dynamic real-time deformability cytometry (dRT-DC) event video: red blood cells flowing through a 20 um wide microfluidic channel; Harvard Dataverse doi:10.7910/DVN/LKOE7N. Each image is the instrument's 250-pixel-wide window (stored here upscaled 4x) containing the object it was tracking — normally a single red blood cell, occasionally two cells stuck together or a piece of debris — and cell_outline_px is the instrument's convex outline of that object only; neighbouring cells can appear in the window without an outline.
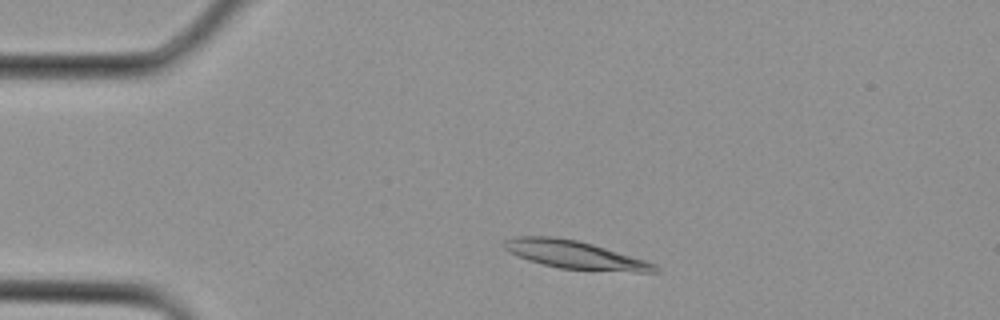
{"species": "Egyptian fruit bat (a non-hibernating species)", "species_latin": "Rousettus aegyptiacus", "temperature_condition": "cold", "stored_images_in_passage": 1, "camera_frame_rate_fps": 3000, "um_per_image_px": 0.085, "animal": {"sex": "female"}, "frame": {"image": 1, "passage_image": 1, "time_ms": 0.0, "image_size_px": [1000, 320], "cell_outline_px": [[660, 272], [636, 272], [560, 268], [528, 260], [516, 256], [508, 252], [500, 244], [504, 240], [516, 236], [556, 236], [576, 240], [592, 244], [644, 260], [656, 264], [660, 268]], "centroid_in_image_um": [48.81, 21.65], "position_along_channel_um": 36.2, "area_um2": 24.57}}